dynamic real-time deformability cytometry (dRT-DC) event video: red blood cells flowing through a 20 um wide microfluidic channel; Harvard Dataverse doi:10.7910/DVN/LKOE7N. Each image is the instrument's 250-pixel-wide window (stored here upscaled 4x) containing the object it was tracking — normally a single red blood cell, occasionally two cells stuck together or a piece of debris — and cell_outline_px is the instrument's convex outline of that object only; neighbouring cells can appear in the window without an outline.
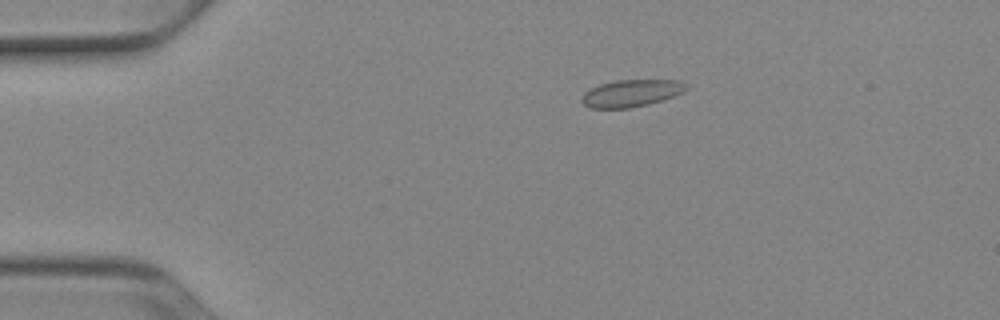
{"species": "Egyptian fruit bat (a non-hibernating species)", "species_latin": "Rousettus aegyptiacus", "temperature_condition": "cold", "stored_images_in_passage": 53, "camera_frame_rate_fps": 3000, "um_per_image_px": 0.085, "animal": {"sex": "female"}, "frame": {"image": 1, "passage_image": 11, "time_ms": 3.333, "image_size_px": [1000, 320], "cell_outline_px": [[688, 88], [684, 92], [648, 104], [628, 108], [588, 108], [580, 100], [584, 92], [600, 84], [616, 80], [680, 80]], "centroid_in_image_um": [53.63, 7.92], "position_along_channel_um": 31.4, "area_um2": 16.36}}
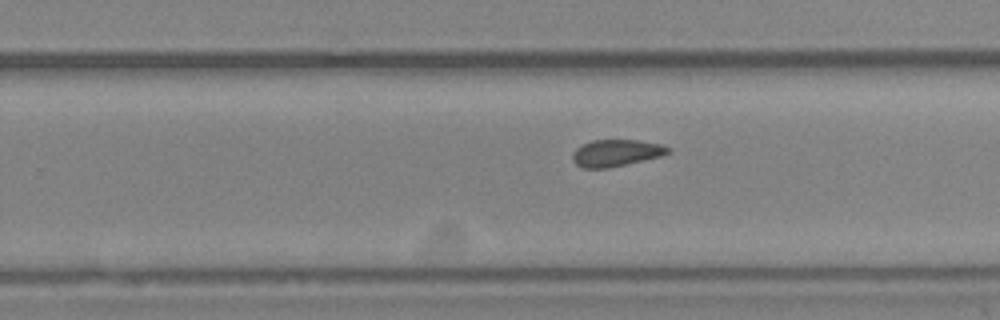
{"frame": {"image": 2, "passage_image": 34, "time_ms": 11.0, "image_size_px": [1000, 320], "cell_outline_px": [[672, 152], [660, 156], [608, 168], [580, 168], [572, 160], [572, 156], [576, 148], [592, 140], [636, 140], [660, 144], [672, 148]], "centroid_in_image_um": [52.37, 13.0], "position_along_channel_um": 277.4, "area_um2": 14.85}}
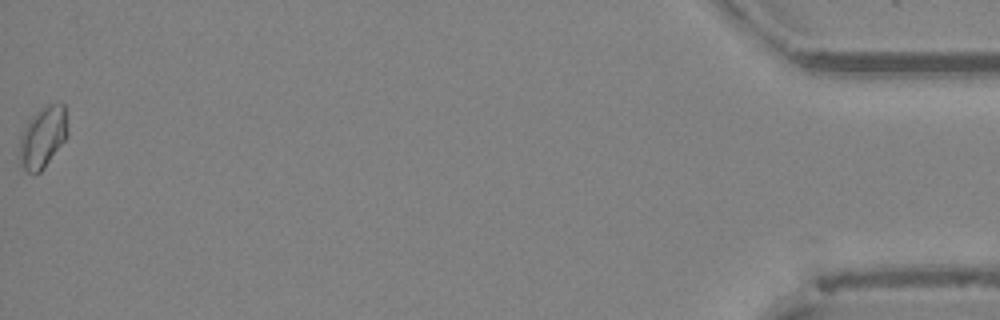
{"frame": {"image": 3, "passage_image": 53, "time_ms": 17.333, "image_size_px": [1000, 320], "cell_outline_px": [[68, 132], [64, 140], [44, 168], [40, 172], [28, 172], [24, 168], [20, 160], [20, 136], [28, 120], [44, 104], [64, 104]], "centroid_in_image_um": [3.64, 11.62], "position_along_channel_um": 431.6, "area_um2": 16.88}}